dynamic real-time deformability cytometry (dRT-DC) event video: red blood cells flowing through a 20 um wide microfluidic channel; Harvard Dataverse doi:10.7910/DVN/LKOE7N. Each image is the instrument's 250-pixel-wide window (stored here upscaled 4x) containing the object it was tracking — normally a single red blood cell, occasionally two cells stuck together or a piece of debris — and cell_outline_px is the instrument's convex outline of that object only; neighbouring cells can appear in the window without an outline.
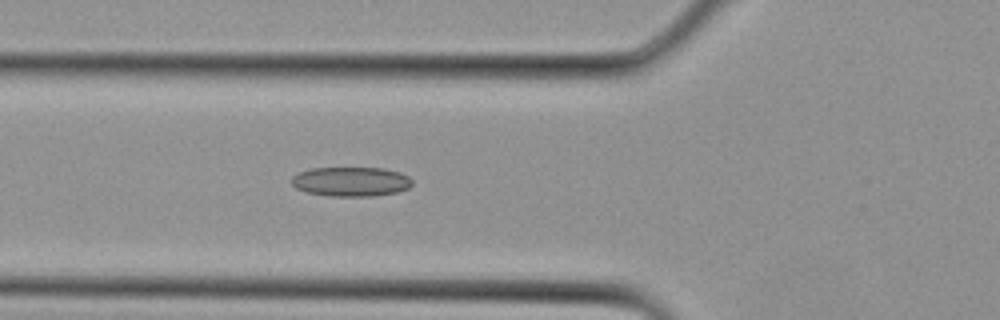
{"species": "Egyptian fruit bat (a non-hibernating species)", "species_latin": "Rousettus aegyptiacus", "temperature_condition": "cold", "stored_images_in_passage": 6, "camera_frame_rate_fps": 3000, "um_per_image_px": 0.085, "animal": {"sex": "female"}, "frame": {"image": 1, "passage_image": 4, "time_ms": 1.0, "image_size_px": [1000, 320], "cell_outline_px": [[412, 184], [408, 188], [396, 192], [372, 196], [328, 196], [308, 192], [296, 188], [292, 184], [292, 176], [300, 172], [312, 168], [384, 168], [400, 172], [408, 176], [412, 180]], "centroid_in_image_um": [29.84, 15.43], "position_along_channel_um": 96.0, "area_um2": 20.63}}
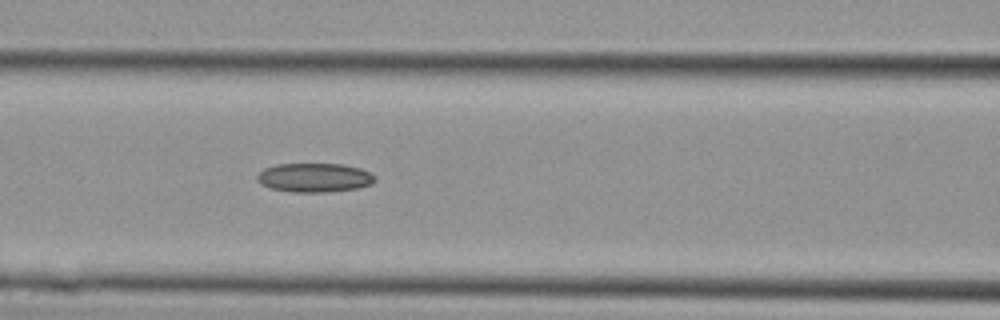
{"frame": {"image": 2, "passage_image": 6, "time_ms": 1.667, "image_size_px": [1000, 320], "cell_outline_px": [[376, 180], [372, 184], [360, 188], [328, 192], [292, 192], [268, 188], [260, 184], [256, 180], [256, 176], [264, 168], [276, 164], [344, 164], [360, 168], [376, 176]], "centroid_in_image_um": [26.72, 15.1], "position_along_channel_um": 139.9, "area_um2": 20.23}}